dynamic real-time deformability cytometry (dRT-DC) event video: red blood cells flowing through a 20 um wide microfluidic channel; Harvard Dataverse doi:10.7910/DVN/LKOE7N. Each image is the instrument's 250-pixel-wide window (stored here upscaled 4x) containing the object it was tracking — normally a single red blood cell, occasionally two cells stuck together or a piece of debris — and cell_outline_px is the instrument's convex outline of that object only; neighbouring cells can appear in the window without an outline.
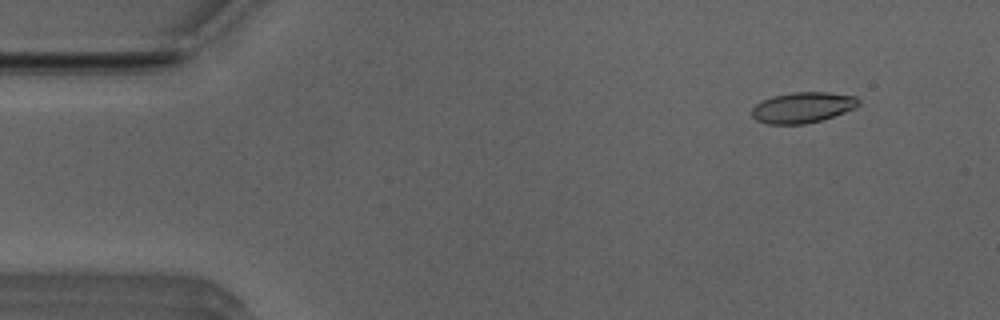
{"species": "Egyptian fruit bat (a non-hibernating species)", "species_latin": "Rousettus aegyptiacus", "temperature_condition": "room temperature", "stored_images_in_passage": 52, "camera_frame_rate_fps": 3000, "um_per_image_px": 0.085, "animal": {"sex": "male"}, "frame": {"image": 1, "passage_image": 5, "time_ms": 1.333, "image_size_px": [1000, 320], "cell_outline_px": [[860, 104], [856, 108], [820, 120], [804, 124], [768, 124], [756, 120], [752, 116], [752, 108], [756, 104], [772, 96], [792, 92], [828, 92], [856, 96], [860, 100]], "centroid_in_image_um": [68.24, 9.13], "position_along_channel_um": 16.8, "area_um2": 19.07}}
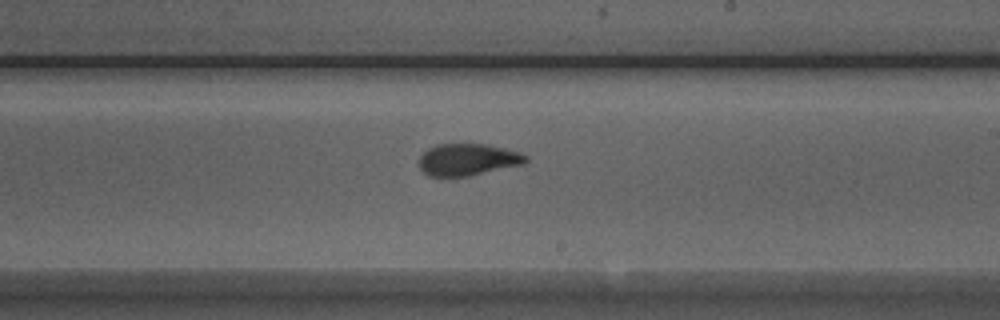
{"frame": {"image": 2, "passage_image": 30, "time_ms": 9.667, "image_size_px": [1000, 320], "cell_outline_px": [[528, 160], [524, 164], [468, 176], [428, 176], [420, 168], [420, 156], [428, 148], [436, 144], [488, 144], [520, 152], [528, 156]], "centroid_in_image_um": [39.78, 13.56], "position_along_channel_um": 249.2, "area_um2": 19.83}}
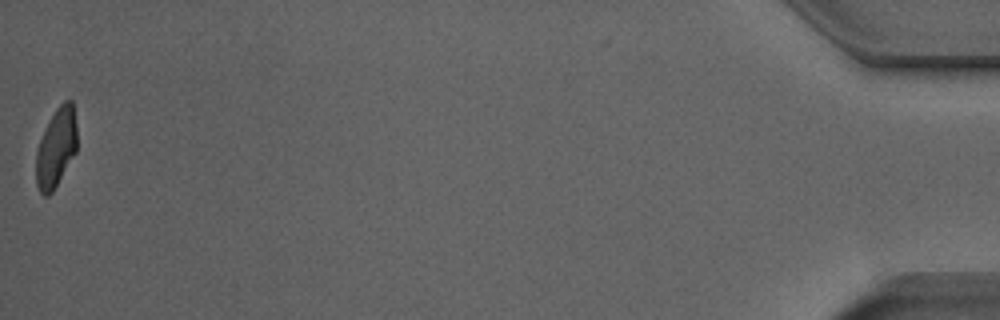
{"frame": {"image": 3, "passage_image": 52, "time_ms": 17.0, "image_size_px": [1000, 320], "cell_outline_px": [[76, 152], [52, 192], [48, 196], [44, 196], [40, 192], [36, 184], [36, 152], [40, 140], [56, 108], [64, 100], [72, 100], [76, 124]], "centroid_in_image_um": [4.77, 12.57], "position_along_channel_um": 430.4, "area_um2": 18.55}, "authors_computed_cell_mechanics": {"area_um2": 19.9988, "velocity_mm_per_s": 3.9047, "shape_relaxation_time_tau1_ms": 4.6757, "shape_relaxation_time_tau2_ms": 1.2114, "deformation_change_tau1": 0.1623, "deformation_change_tau2": 0.0784}}